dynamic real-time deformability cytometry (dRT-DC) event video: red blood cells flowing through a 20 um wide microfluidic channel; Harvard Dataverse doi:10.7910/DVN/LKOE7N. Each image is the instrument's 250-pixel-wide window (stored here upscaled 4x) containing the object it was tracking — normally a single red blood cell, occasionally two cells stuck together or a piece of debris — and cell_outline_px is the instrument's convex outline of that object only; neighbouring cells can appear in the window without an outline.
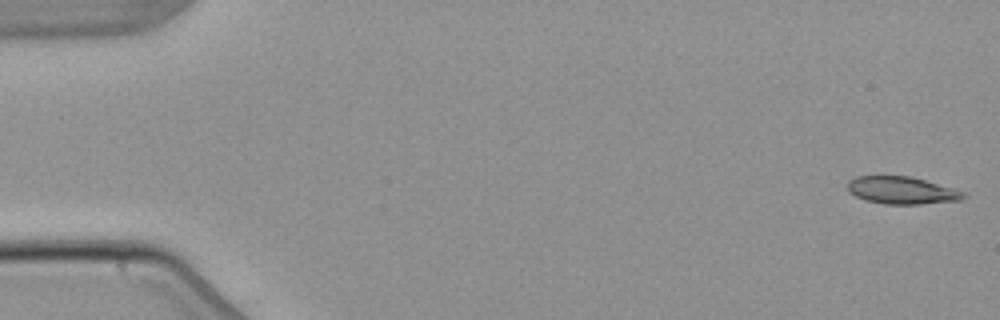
{"species": "common noctule bat (a hibernating species)", "species_latin": "Nyctalus noctula", "temperature_condition": "warm", "stored_images_in_passage": 6, "camera_frame_rate_fps": 3000, "um_per_image_px": 0.085, "animal": {"sex": "male", "body_mass_g": 21.5, "forearm_length_mm": 52.0}, "frame": {"image": 1, "passage_image": 1, "time_ms": 0.0, "image_size_px": [1000, 320], "cell_outline_px": [[968, 196], [964, 200], [920, 204], [884, 204], [864, 200], [848, 192], [848, 180], [856, 176], [912, 176], [952, 188], [964, 192]], "centroid_in_image_um": [76.66, 16.18], "position_along_channel_um": 8.3, "area_um2": 18.67}}